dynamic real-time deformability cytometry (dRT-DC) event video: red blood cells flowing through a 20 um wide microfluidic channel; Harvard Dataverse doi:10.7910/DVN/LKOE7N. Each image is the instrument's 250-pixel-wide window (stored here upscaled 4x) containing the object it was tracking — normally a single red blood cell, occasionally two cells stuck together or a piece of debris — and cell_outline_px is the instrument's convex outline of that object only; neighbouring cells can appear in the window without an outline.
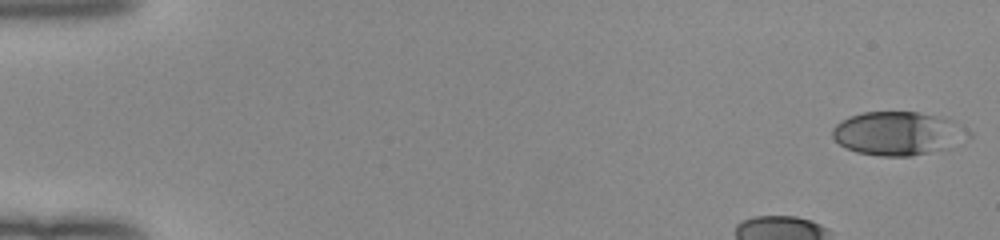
{"species": "human", "species_latin": "Homo sapiens", "temperature_condition": "room temperature", "stored_images_in_passage": 42, "camera_frame_rate_fps": 3000, "um_per_image_px": 0.085, "donor": {"sex": "female"}, "frame": {"image": 1, "passage_image": 1, "time_ms": 0.0, "image_size_px": [1000, 240], "cell_outline_px": [[952, 120], [948, 148], [912, 156], [880, 156], [856, 152], [840, 144], [832, 136], [832, 128], [836, 124], [848, 116], [864, 112], [916, 112], [940, 116]], "centroid_in_image_um": [75.94, 11.33], "position_along_channel_um": 9.1, "area_um2": 32.08}}
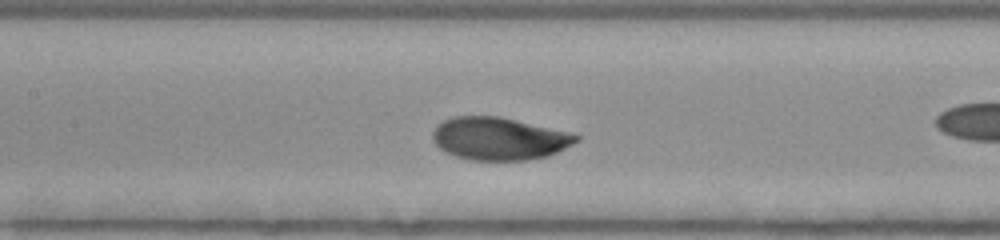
{"frame": {"image": 2, "passage_image": 22, "time_ms": 7.0, "image_size_px": [1000, 240], "cell_outline_px": [[580, 140], [548, 156], [528, 160], [468, 160], [444, 152], [432, 140], [432, 132], [444, 120], [452, 116], [500, 116], [568, 132], [580, 136]], "centroid_in_image_um": [42.4, 11.79], "position_along_channel_um": 165.0, "area_um2": 35.6}}
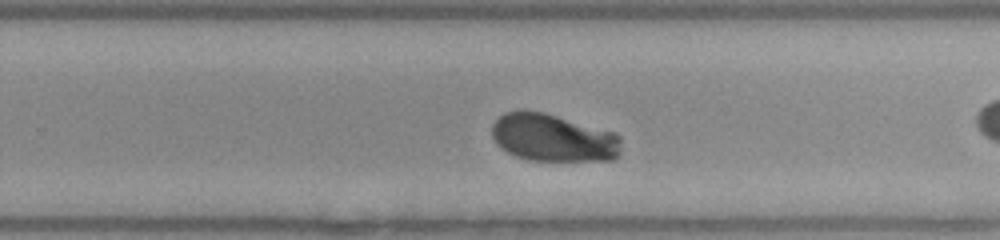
{"frame": {"image": 3, "passage_image": 31, "time_ms": 10.0, "image_size_px": [1000, 240], "cell_outline_px": [[620, 136], [616, 156], [612, 160], [528, 160], [516, 156], [500, 148], [496, 144], [492, 136], [492, 124], [504, 112], [544, 112], [612, 132]], "centroid_in_image_um": [46.95, 11.72], "position_along_channel_um": 282.8, "area_um2": 35.14}, "authors_computed_cell_mechanics": {"area_um2": 34.9112, "velocity_mm_per_s": 3.9564, "shape_relaxation_time_tau1_ms": 2.4571, "shape_relaxation_time_tau2_ms": null, "deformation_change_tau1": 0.1501, "deformation_change_tau2": null}}